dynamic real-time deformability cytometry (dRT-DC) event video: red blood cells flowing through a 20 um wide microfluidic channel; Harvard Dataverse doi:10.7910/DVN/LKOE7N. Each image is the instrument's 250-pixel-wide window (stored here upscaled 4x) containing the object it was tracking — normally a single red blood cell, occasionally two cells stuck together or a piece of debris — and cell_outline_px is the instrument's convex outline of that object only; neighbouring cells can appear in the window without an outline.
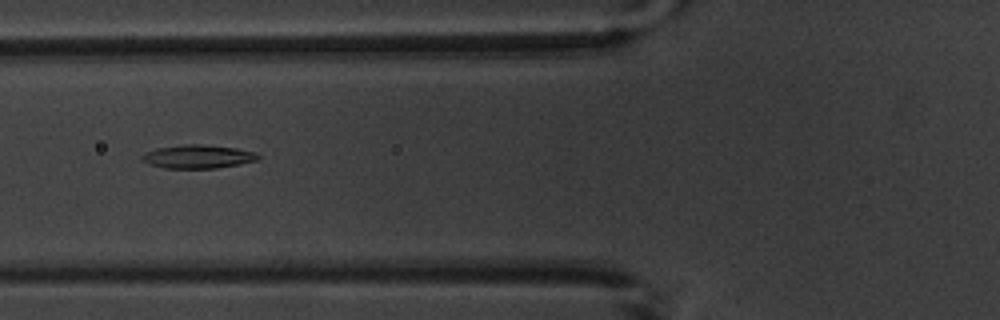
{"species": "common noctule bat (a hibernating species)", "species_latin": "Nyctalus noctula", "temperature_condition": "warm", "stored_images_in_passage": 12, "camera_frame_rate_fps": 3000, "um_per_image_px": 0.085, "animal": {"sex": "male", "body_mass_g": 20.1, "forearm_length_mm": 53.5}, "frame": {"image": 1, "passage_image": 7, "time_ms": 7.0, "image_size_px": [1000, 320], "cell_outline_px": [[260, 160], [240, 164], [216, 168], [164, 168], [148, 164], [140, 156], [144, 152], [156, 148], [184, 144], [204, 144], [236, 148], [256, 152], [260, 156]], "centroid_in_image_um": [16.84, 13.3], "position_along_channel_um": 109.0, "area_um2": 16.07}}
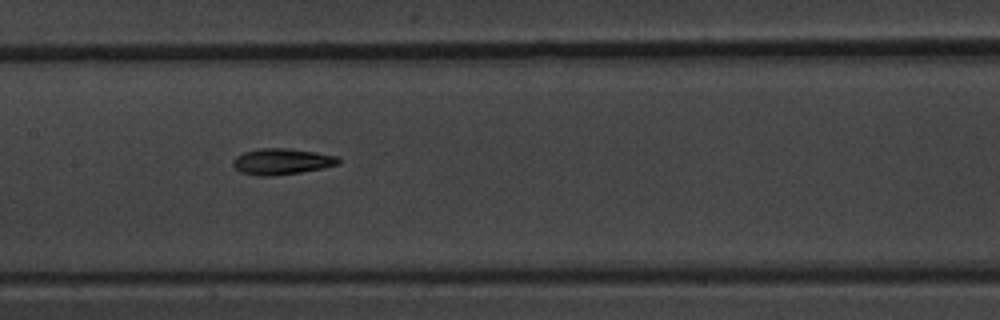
{"frame": {"image": 2, "passage_image": 9, "time_ms": 9.0, "image_size_px": [1000, 320], "cell_outline_px": [[340, 164], [300, 172], [276, 176], [256, 176], [240, 172], [232, 164], [232, 160], [236, 156], [244, 152], [260, 148], [288, 148], [316, 152], [336, 156], [340, 160]], "centroid_in_image_um": [23.91, 13.73], "position_along_channel_um": 183.5, "area_um2": 16.07}}
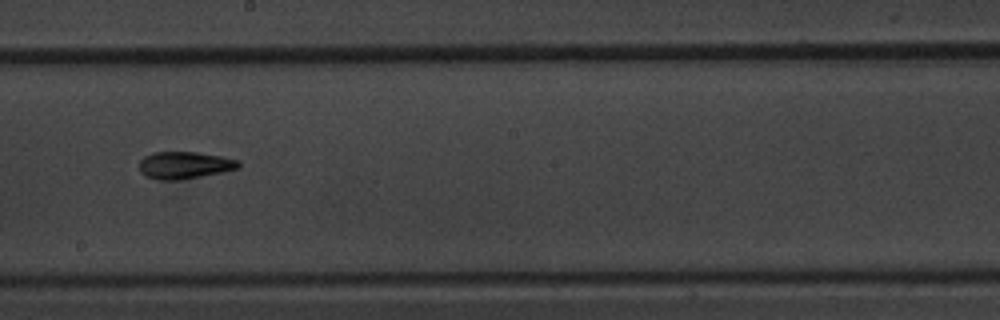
{"frame": {"image": 3, "passage_image": 10, "time_ms": 10.333, "image_size_px": [1000, 320], "cell_outline_px": [[240, 168], [180, 180], [160, 180], [144, 176], [140, 172], [140, 160], [144, 156], [152, 152], [196, 152], [220, 156], [240, 160]], "centroid_in_image_um": [15.66, 14.04], "position_along_channel_um": 232.5, "area_um2": 15.72}}